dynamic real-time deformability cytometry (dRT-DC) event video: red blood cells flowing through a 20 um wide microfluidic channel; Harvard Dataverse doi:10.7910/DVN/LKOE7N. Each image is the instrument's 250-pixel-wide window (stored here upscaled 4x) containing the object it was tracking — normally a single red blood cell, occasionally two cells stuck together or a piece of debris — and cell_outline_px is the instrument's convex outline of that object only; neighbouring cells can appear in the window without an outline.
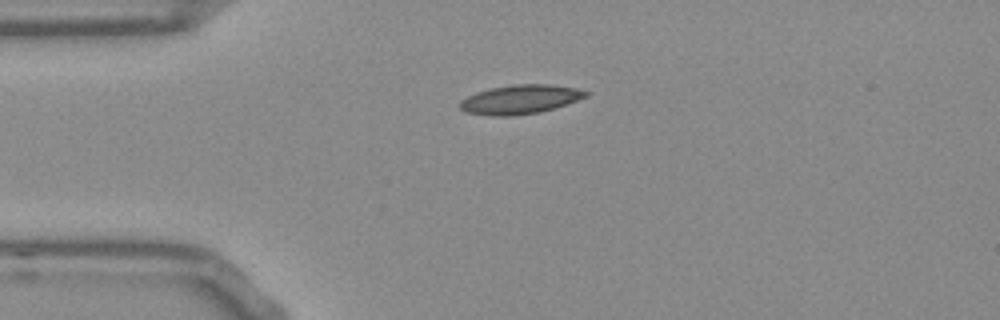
{"species": "Egyptian fruit bat (a non-hibernating species)", "species_latin": "Rousettus aegyptiacus", "temperature_condition": "room temperature", "stored_images_in_passage": 42, "camera_frame_rate_fps": 3000, "um_per_image_px": 0.085, "frame": {"image": 1, "passage_image": 1, "time_ms": 0.0, "image_size_px": [1000, 320], "cell_outline_px": [[588, 96], [540, 112], [512, 116], [492, 116], [464, 112], [456, 104], [460, 100], [476, 92], [492, 88], [512, 84], [552, 84], [576, 88], [588, 92]], "centroid_in_image_um": [44.15, 8.45], "position_along_channel_um": 40.9, "area_um2": 21.33}}
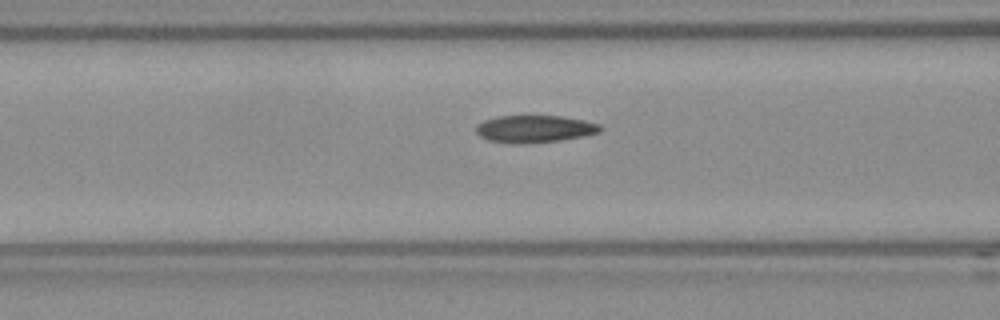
{"frame": {"image": 2, "passage_image": 9, "time_ms": 2.667, "image_size_px": [1000, 320], "cell_outline_px": [[604, 128], [600, 132], [584, 136], [560, 140], [520, 144], [488, 140], [480, 136], [476, 132], [476, 124], [484, 120], [496, 116], [564, 116], [584, 120], [600, 124]], "centroid_in_image_um": [45.46, 10.95], "position_along_channel_um": 121.1, "area_um2": 19.83}}
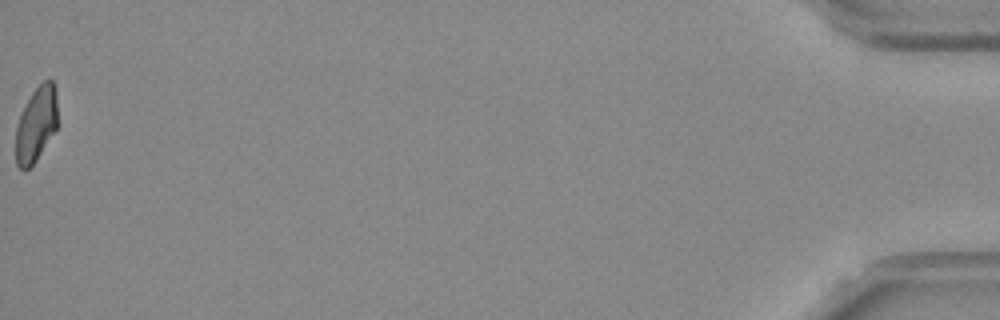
{"frame": {"image": 3, "passage_image": 42, "time_ms": 13.667, "image_size_px": [1000, 320], "cell_outline_px": [[56, 128], [36, 160], [28, 168], [20, 168], [16, 164], [16, 128], [20, 116], [32, 92], [48, 76], [52, 80], [56, 88]], "centroid_in_image_um": [3.08, 10.52], "position_along_channel_um": 432.1, "area_um2": 17.86}, "authors_computed_cell_mechanics": {"area_um2": 19.6809, "velocity_mm_per_s": 3.7915, "shape_relaxation_time_tau1_ms": null, "shape_relaxation_time_tau2_ms": 3.2404, "deformation_change_tau1": null, "deformation_change_tau2": 0.0775}}